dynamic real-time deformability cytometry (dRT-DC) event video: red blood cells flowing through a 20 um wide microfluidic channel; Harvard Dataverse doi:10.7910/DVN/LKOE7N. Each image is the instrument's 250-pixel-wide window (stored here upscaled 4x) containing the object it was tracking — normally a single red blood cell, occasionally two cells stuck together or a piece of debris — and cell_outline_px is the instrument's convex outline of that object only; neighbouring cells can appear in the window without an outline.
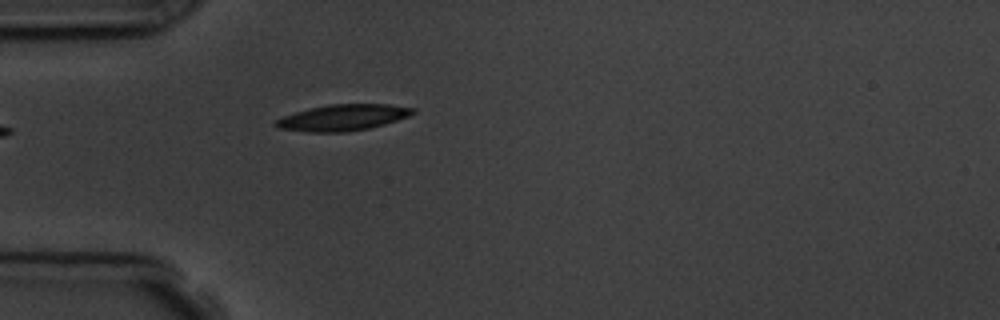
{"species": "common noctule bat (a hibernating species)", "species_latin": "Nyctalus noctula", "temperature_condition": "room temperature", "stored_images_in_passage": 5, "camera_frame_rate_fps": 3000, "um_per_image_px": 0.085, "animal": {"sex": "male", "body_mass_g": 19.5, "forearm_length_mm": 54.6}, "frame": {"image": 1, "passage_image": 5, "time_ms": 4.667, "image_size_px": [1000, 320], "cell_outline_px": [[416, 112], [408, 116], [384, 124], [368, 128], [344, 132], [308, 132], [280, 128], [272, 124], [276, 120], [284, 116], [296, 112], [328, 104], [388, 104], [416, 108]], "centroid_in_image_um": [29.16, 9.99], "position_along_channel_um": 55.8, "area_um2": 20.69}}